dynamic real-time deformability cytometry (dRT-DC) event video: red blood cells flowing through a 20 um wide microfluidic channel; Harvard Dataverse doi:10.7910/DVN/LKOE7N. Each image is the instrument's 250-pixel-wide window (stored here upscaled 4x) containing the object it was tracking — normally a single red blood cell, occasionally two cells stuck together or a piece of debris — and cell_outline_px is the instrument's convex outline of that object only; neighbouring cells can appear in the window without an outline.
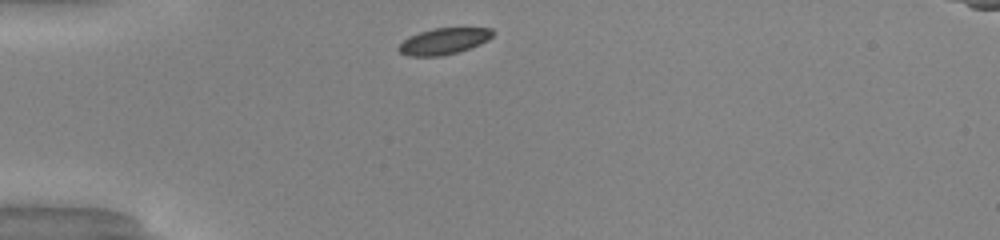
{"species": "common noctule bat (a hibernating species)", "species_latin": "Nyctalus noctula", "temperature_condition": "warm", "stored_images_in_passage": 30, "camera_frame_rate_fps": 3000, "um_per_image_px": 0.085, "animal": {"sex": "male", "body_mass_g": 20.0, "forearm_length_mm": 53.3}, "frame": {"image": 1, "passage_image": 1, "time_ms": 0.0, "image_size_px": [1000, 240], "cell_outline_px": [[496, 32], [488, 40], [480, 44], [456, 52], [440, 56], [408, 56], [400, 52], [396, 48], [404, 40], [420, 32], [432, 28], [492, 28]], "centroid_in_image_um": [37.74, 3.5], "position_along_channel_um": 47.3, "area_um2": 14.28}}
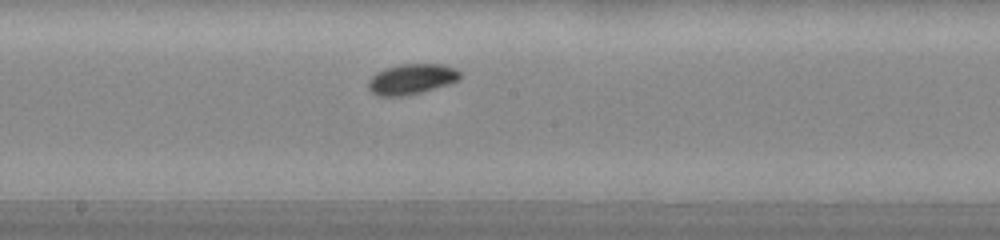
{"frame": {"image": 2, "passage_image": 15, "time_ms": 4.667, "image_size_px": [1000, 240], "cell_outline_px": [[460, 80], [448, 84], [420, 92], [400, 96], [380, 96], [372, 92], [368, 88], [368, 80], [376, 72], [384, 68], [400, 64], [444, 64], [456, 68], [460, 72]], "centroid_in_image_um": [34.98, 6.7], "position_along_channel_um": 213.2, "area_um2": 16.24}}
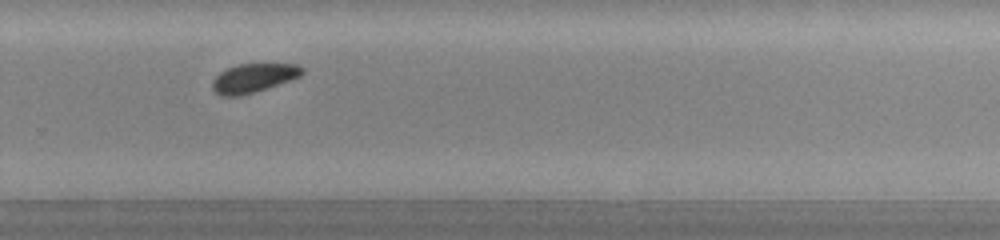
{"frame": {"image": 3, "passage_image": 22, "time_ms": 7.0, "image_size_px": [1000, 240], "cell_outline_px": [[304, 72], [300, 76], [240, 96], [220, 96], [212, 88], [212, 80], [220, 72], [228, 68], [240, 64], [296, 64], [304, 68]], "centroid_in_image_um": [21.51, 6.62], "position_along_channel_um": 308.3, "area_um2": 14.74}, "authors_computed_cell_mechanics": {"area_um2": 15.8083, "velocity_mm_per_s": 4.0761, "shape_relaxation_time_tau1_ms": 2.4992, "shape_relaxation_time_tau2_ms": null, "deformation_change_tau1": 0.0832, "deformation_change_tau2": null}}